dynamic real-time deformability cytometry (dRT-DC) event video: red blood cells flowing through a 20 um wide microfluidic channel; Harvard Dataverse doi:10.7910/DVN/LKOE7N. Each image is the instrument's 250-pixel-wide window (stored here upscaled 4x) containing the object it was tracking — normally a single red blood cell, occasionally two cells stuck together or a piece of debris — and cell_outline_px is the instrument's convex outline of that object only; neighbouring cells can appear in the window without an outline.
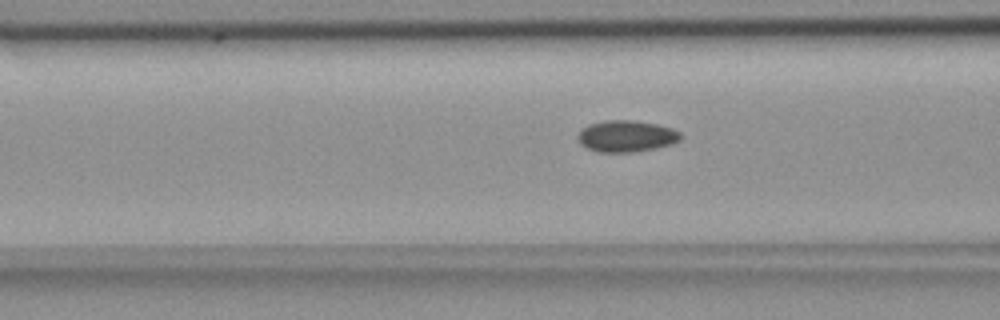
{"species": "common noctule bat (a hibernating species)", "species_latin": "Nyctalus noctula", "temperature_condition": "room temperature", "stored_images_in_passage": 48, "camera_frame_rate_fps": 3000, "um_per_image_px": 0.085, "animal": {"sex": "female", "body_mass_g": 18.4}, "frame": {"image": 1, "passage_image": 22, "time_ms": 7.0, "image_size_px": [1000, 320], "cell_outline_px": [[680, 140], [672, 144], [656, 148], [632, 152], [596, 152], [580, 144], [576, 140], [576, 136], [580, 128], [588, 124], [604, 120], [632, 120], [656, 124], [672, 128], [680, 132]], "centroid_in_image_um": [53.18, 11.57], "position_along_channel_um": 113.4, "area_um2": 19.13}}
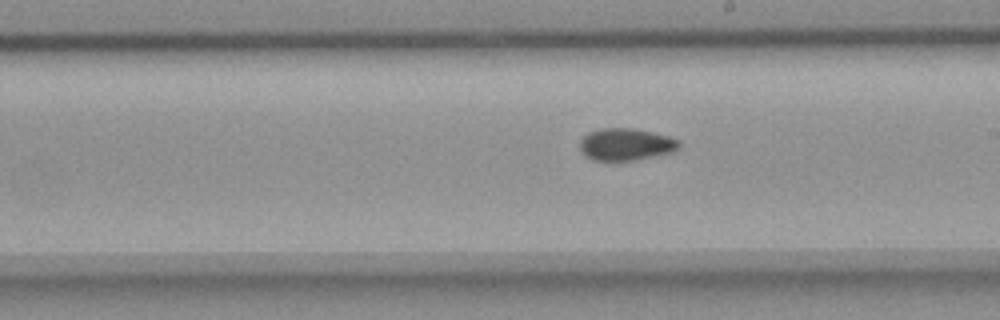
{"frame": {"image": 2, "passage_image": 32, "time_ms": 10.333, "image_size_px": [1000, 320], "cell_outline_px": [[680, 148], [672, 152], [636, 160], [592, 160], [584, 156], [580, 152], [580, 140], [588, 132], [600, 128], [632, 128], [652, 132], [668, 136], [680, 140]], "centroid_in_image_um": [53.18, 12.27], "position_along_channel_um": 235.8, "area_um2": 18.73}}
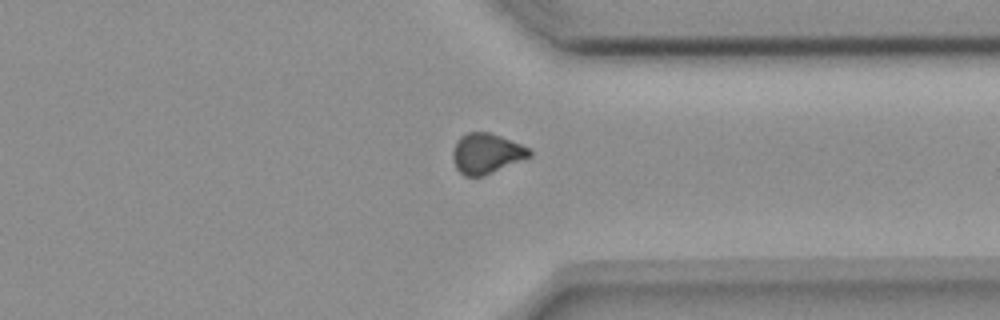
{"frame": {"image": 3, "passage_image": 43, "time_ms": 14.0, "image_size_px": [1000, 320], "cell_outline_px": [[532, 156], [484, 176], [464, 176], [456, 168], [452, 160], [452, 152], [456, 140], [460, 136], [468, 132], [488, 132], [500, 136], [520, 144], [528, 148], [532, 152]], "centroid_in_image_um": [41.32, 13.05], "position_along_channel_um": 370.1, "area_um2": 18.03}}